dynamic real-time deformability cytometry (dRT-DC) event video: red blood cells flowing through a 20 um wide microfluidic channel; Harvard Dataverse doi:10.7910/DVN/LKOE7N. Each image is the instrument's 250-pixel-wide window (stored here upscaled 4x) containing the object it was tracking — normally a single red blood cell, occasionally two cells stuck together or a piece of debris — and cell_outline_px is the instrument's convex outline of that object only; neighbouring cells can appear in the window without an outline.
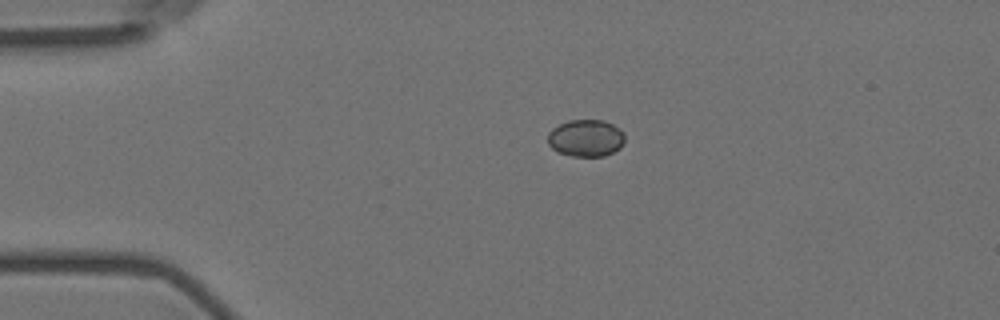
{"species": "Egyptian fruit bat (a non-hibernating species)", "species_latin": "Rousettus aegyptiacus", "temperature_condition": "room temperature", "stored_images_in_passage": 38, "camera_frame_rate_fps": 3000, "um_per_image_px": 0.085, "animal": {"sex": "female"}, "frame": {"image": 1, "passage_image": 1, "time_ms": 0.0, "image_size_px": [1000, 320], "cell_outline_px": [[624, 144], [620, 148], [604, 156], [572, 156], [556, 152], [548, 144], [548, 132], [552, 128], [568, 120], [604, 120], [620, 128], [624, 132]], "centroid_in_image_um": [49.8, 11.73], "position_along_channel_um": 35.2, "area_um2": 16.82}}
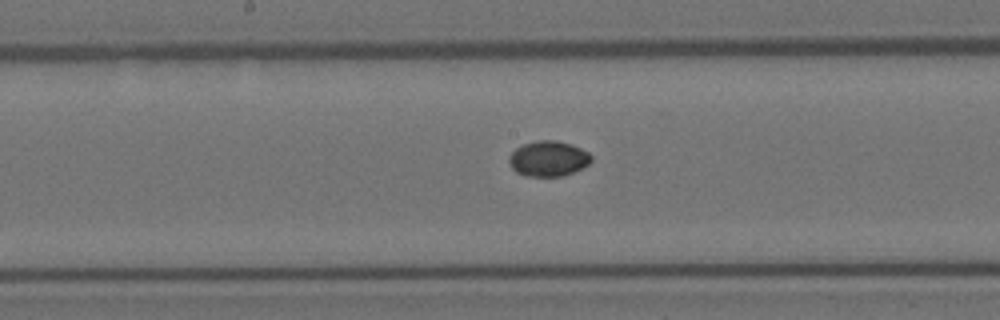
{"frame": {"image": 2, "passage_image": 18, "time_ms": 5.667, "image_size_px": [1000, 320], "cell_outline_px": [[592, 160], [588, 164], [572, 172], [560, 176], [524, 176], [516, 172], [512, 168], [508, 160], [508, 156], [516, 148], [524, 144], [540, 140], [556, 140], [572, 144], [588, 152], [592, 156]], "centroid_in_image_um": [46.59, 13.48], "position_along_channel_um": 201.6, "area_um2": 16.88}}
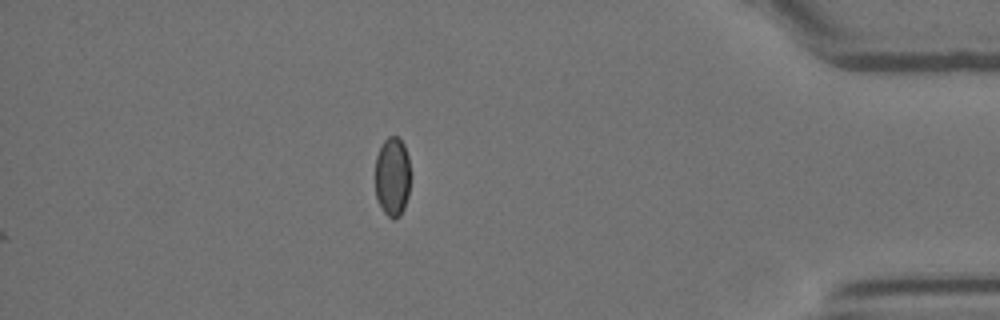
{"frame": {"image": 3, "passage_image": 38, "time_ms": 12.333, "image_size_px": [1000, 320], "cell_outline_px": [[412, 172], [408, 196], [404, 208], [400, 216], [392, 220], [384, 212], [376, 196], [376, 156], [384, 140], [388, 136], [396, 136], [404, 144], [408, 156]], "centroid_in_image_um": [33.39, 15.01], "position_along_channel_um": 401.8, "area_um2": 16.59}, "authors_computed_cell_mechanics": {"area_um2": 16.7331, "velocity_mm_per_s": 3.618, "shape_relaxation_time_tau1_ms": 5.0151, "shape_relaxation_time_tau2_ms": null, "deformation_change_tau1": 0.057, "deformation_change_tau2": null}}